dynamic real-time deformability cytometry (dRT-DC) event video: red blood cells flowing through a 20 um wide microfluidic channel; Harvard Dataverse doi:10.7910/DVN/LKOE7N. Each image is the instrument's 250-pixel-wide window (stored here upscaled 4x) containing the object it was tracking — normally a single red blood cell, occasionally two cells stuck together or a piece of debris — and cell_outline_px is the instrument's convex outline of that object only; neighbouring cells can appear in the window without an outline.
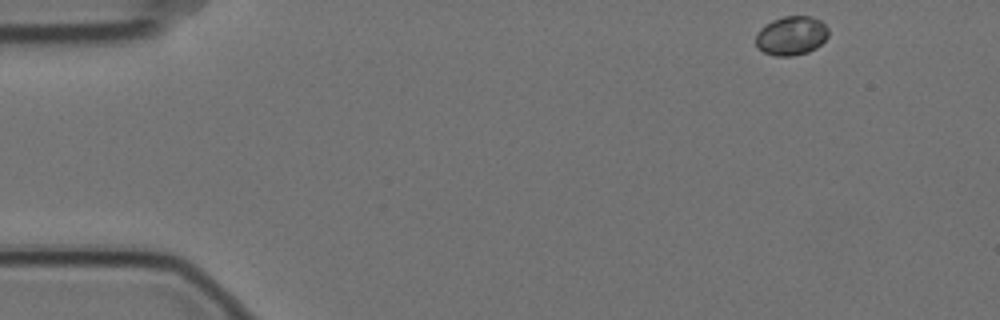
{"species": "Egyptian fruit bat (a non-hibernating species)", "species_latin": "Rousettus aegyptiacus", "temperature_condition": "cold", "stored_images_in_passage": 43, "camera_frame_rate_fps": 3000, "um_per_image_px": 0.085, "animal": {"sex": "female"}, "frame": {"image": 1, "passage_image": 1, "time_ms": 0.0, "image_size_px": [1000, 320], "cell_outline_px": [[828, 36], [816, 48], [808, 52], [792, 56], [776, 56], [764, 52], [756, 44], [756, 32], [760, 28], [772, 20], [784, 16], [812, 16], [820, 20], [828, 28]], "centroid_in_image_um": [67.27, 3.02], "position_along_channel_um": 17.7, "area_um2": 16.53}}
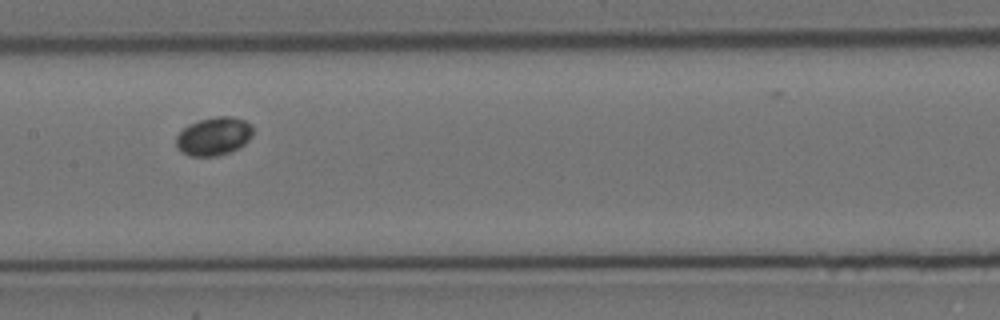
{"frame": {"image": 2, "passage_image": 24, "time_ms": 7.667, "image_size_px": [1000, 320], "cell_outline_px": [[252, 136], [244, 144], [228, 152], [216, 156], [188, 156], [180, 152], [176, 148], [176, 136], [188, 124], [200, 120], [216, 116], [232, 116], [244, 120], [252, 124]], "centroid_in_image_um": [18.15, 11.58], "position_along_channel_um": 189.3, "area_um2": 17.17}}
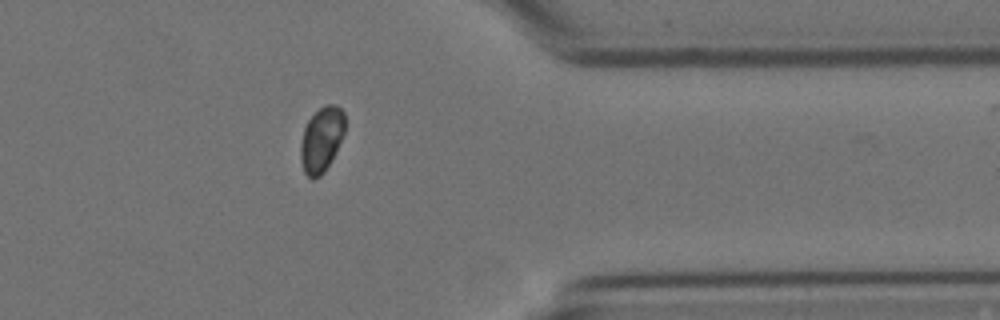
{"frame": {"image": 3, "passage_image": 42, "time_ms": 13.667, "image_size_px": [1000, 320], "cell_outline_px": [[344, 132], [324, 172], [320, 176], [312, 180], [304, 172], [300, 160], [300, 144], [304, 128], [308, 120], [320, 108], [328, 104], [336, 104], [344, 112]], "centroid_in_image_um": [27.3, 11.86], "position_along_channel_um": 384.1, "area_um2": 16.47}}